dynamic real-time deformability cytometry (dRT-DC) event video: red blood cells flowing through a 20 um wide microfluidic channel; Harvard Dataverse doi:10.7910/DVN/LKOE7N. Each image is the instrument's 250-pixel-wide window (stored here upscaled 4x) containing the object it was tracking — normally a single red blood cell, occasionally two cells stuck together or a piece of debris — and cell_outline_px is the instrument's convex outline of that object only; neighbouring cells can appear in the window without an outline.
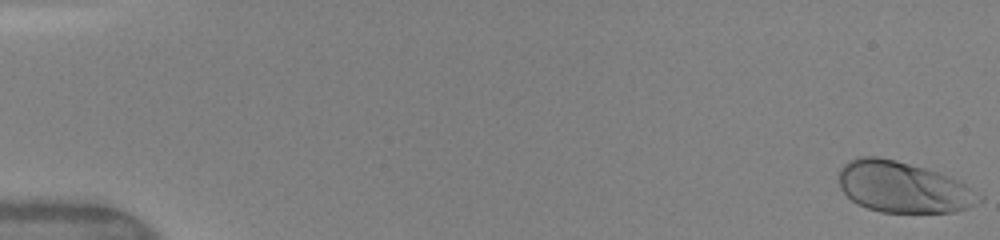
{"species": "human", "species_latin": "Homo sapiens", "temperature_condition": "warm", "stored_images_in_passage": 46, "camera_frame_rate_fps": 3000, "um_per_image_px": 0.085, "donor": {"sex": "female"}, "frame": {"image": 1, "passage_image": 1, "time_ms": 0.0, "image_size_px": [1000, 240], "cell_outline_px": [[984, 200], [968, 208], [956, 212], [880, 212], [856, 204], [840, 188], [836, 180], [836, 172], [848, 160], [856, 156], [880, 156], [896, 160], [940, 172], [964, 184], [984, 196]], "centroid_in_image_um": [76.72, 15.89], "position_along_channel_um": 8.3, "area_um2": 42.31}}
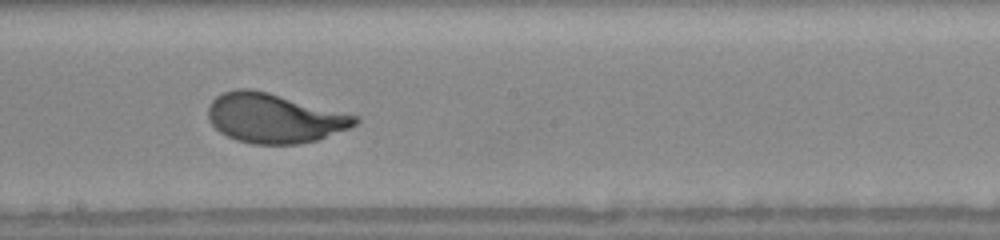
{"frame": {"image": 2, "passage_image": 29, "time_ms": 9.333, "image_size_px": [1000, 240], "cell_outline_px": [[360, 120], [356, 124], [348, 128], [320, 140], [296, 144], [252, 144], [236, 140], [220, 132], [212, 124], [208, 116], [208, 104], [216, 96], [224, 92], [236, 88], [248, 88], [268, 92], [360, 116]], "centroid_in_image_um": [23.32, 10.04], "position_along_channel_um": 224.9, "area_um2": 42.54}}
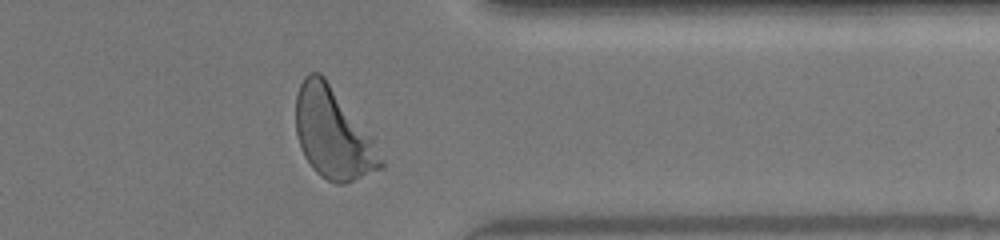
{"frame": {"image": 3, "passage_image": 42, "time_ms": 13.333, "image_size_px": [1000, 240], "cell_outline_px": [[384, 168], [344, 184], [336, 184], [320, 176], [312, 168], [304, 156], [300, 148], [296, 132], [296, 96], [300, 84], [304, 76], [308, 72], [320, 72], [324, 76], [372, 136], [384, 160]], "centroid_in_image_um": [28.31, 11.36], "position_along_channel_um": 383.1, "area_um2": 45.03}, "authors_computed_cell_mechanics": {"area_um2": 41.905, "velocity_mm_per_s": 4.0778, "shape_relaxation_time_tau1_ms": 1.9928, "shape_relaxation_time_tau2_ms": null, "deformation_change_tau1": 0.1463, "deformation_change_tau2": null}}